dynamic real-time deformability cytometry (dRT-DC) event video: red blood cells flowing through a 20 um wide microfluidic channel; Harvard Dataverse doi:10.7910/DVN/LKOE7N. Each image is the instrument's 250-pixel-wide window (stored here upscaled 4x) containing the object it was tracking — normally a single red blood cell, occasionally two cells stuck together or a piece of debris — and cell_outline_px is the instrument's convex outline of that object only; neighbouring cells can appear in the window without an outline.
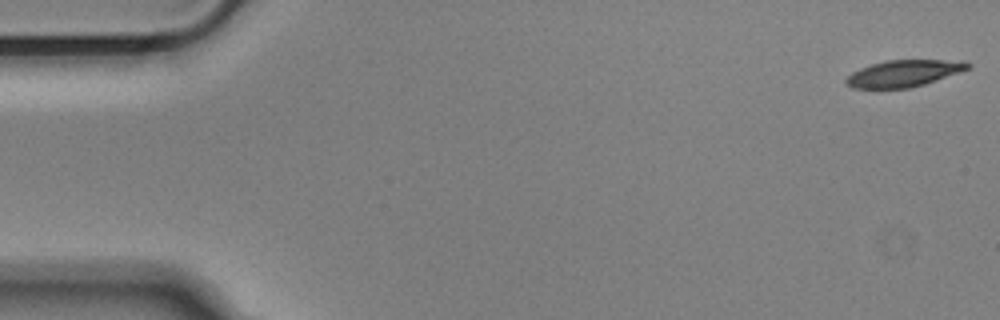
{"species": "Egyptian fruit bat (a non-hibernating species)", "species_latin": "Rousettus aegyptiacus", "temperature_condition": "cold", "stored_images_in_passage": 55, "camera_frame_rate_fps": 3000, "um_per_image_px": 0.085, "animal": {"sex": "male"}, "frame": {"image": 1, "passage_image": 1, "time_ms": 0.0, "image_size_px": [1000, 320], "cell_outline_px": [[972, 64], [968, 68], [924, 84], [908, 88], [852, 88], [844, 84], [844, 80], [852, 72], [860, 68], [884, 60], [964, 60]], "centroid_in_image_um": [76.76, 6.23], "position_along_channel_um": 8.2, "area_um2": 18.79}}
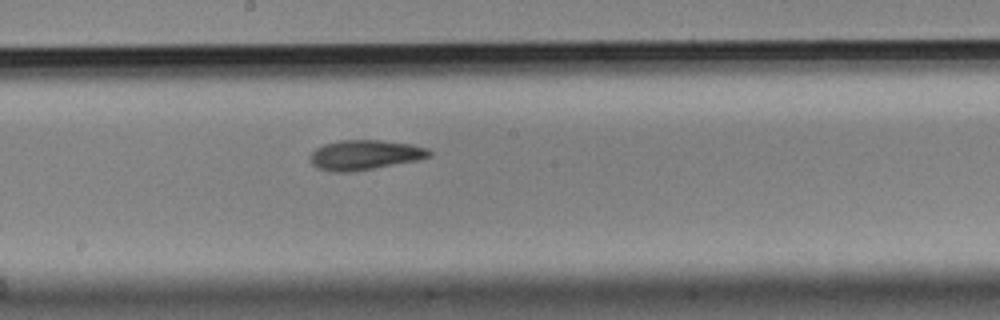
{"frame": {"image": 2, "passage_image": 29, "time_ms": 9.333, "image_size_px": [1000, 320], "cell_outline_px": [[432, 156], [420, 160], [352, 172], [328, 172], [316, 168], [312, 164], [308, 156], [316, 148], [324, 144], [340, 140], [380, 140], [408, 144], [428, 148], [432, 152]], "centroid_in_image_um": [30.99, 13.18], "position_along_channel_um": 217.2, "area_um2": 20.98}}
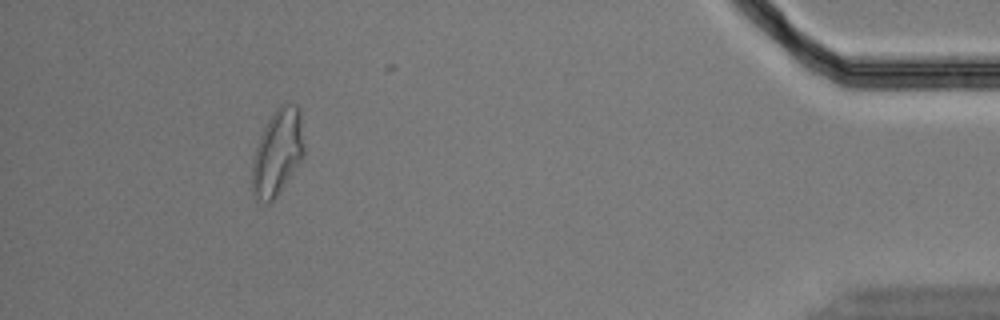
{"frame": {"image": 3, "passage_image": 50, "time_ms": 16.333, "image_size_px": [1000, 320], "cell_outline_px": [[304, 152], [300, 160], [276, 196], [268, 204], [264, 204], [256, 200], [252, 196], [252, 160], [260, 136], [272, 112], [280, 104], [296, 104], [300, 108], [304, 144]], "centroid_in_image_um": [23.57, 12.95], "position_along_channel_um": 411.6, "area_um2": 25.95}, "authors_computed_cell_mechanics": {"area_um2": 20.6924, "velocity_mm_per_s": 3.6497, "shape_relaxation_time_tau1_ms": null, "shape_relaxation_time_tau2_ms": 4.6543, "deformation_change_tau1": null, "deformation_change_tau2": 0.1269}}